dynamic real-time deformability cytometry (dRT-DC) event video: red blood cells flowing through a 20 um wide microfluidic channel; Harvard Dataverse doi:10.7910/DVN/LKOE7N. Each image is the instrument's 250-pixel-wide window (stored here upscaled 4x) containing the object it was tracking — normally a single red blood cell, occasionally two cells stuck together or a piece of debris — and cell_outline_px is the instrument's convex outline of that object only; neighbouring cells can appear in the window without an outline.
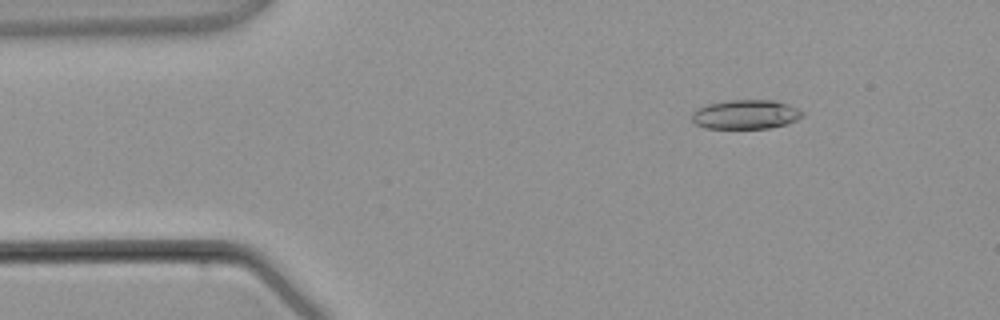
{"species": "common noctule bat (a hibernating species)", "species_latin": "Nyctalus noctula", "temperature_condition": "warm", "stored_images_in_passage": 3, "camera_frame_rate_fps": 3000, "um_per_image_px": 0.085, "animal": {"sex": "male", "body_mass_g": 21.5, "forearm_length_mm": 52.0}, "frame": {"image": 1, "passage_image": 1, "time_ms": 0.0, "image_size_px": [1000, 320], "cell_outline_px": [[804, 116], [796, 120], [784, 124], [768, 128], [704, 128], [696, 124], [692, 120], [692, 112], [708, 104], [728, 100], [776, 100], [788, 104], [804, 112]], "centroid_in_image_um": [63.39, 9.72], "position_along_channel_um": 21.6, "area_um2": 18.73}}
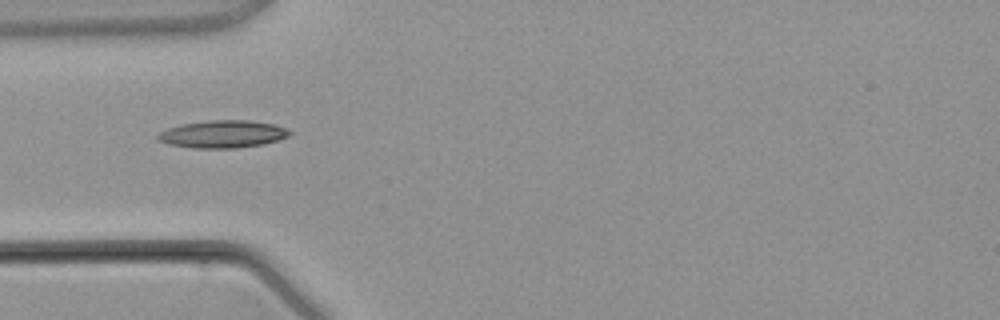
{"frame": {"image": 2, "passage_image": 3, "time_ms": 2.333, "image_size_px": [1000, 320], "cell_outline_px": [[292, 132], [288, 136], [276, 140], [260, 144], [236, 148], [196, 148], [172, 144], [160, 140], [156, 136], [160, 132], [168, 128], [180, 124], [208, 120], [248, 120], [272, 124], [284, 128]], "centroid_in_image_um": [18.91, 11.39], "position_along_channel_um": 66.1, "area_um2": 20.69}}